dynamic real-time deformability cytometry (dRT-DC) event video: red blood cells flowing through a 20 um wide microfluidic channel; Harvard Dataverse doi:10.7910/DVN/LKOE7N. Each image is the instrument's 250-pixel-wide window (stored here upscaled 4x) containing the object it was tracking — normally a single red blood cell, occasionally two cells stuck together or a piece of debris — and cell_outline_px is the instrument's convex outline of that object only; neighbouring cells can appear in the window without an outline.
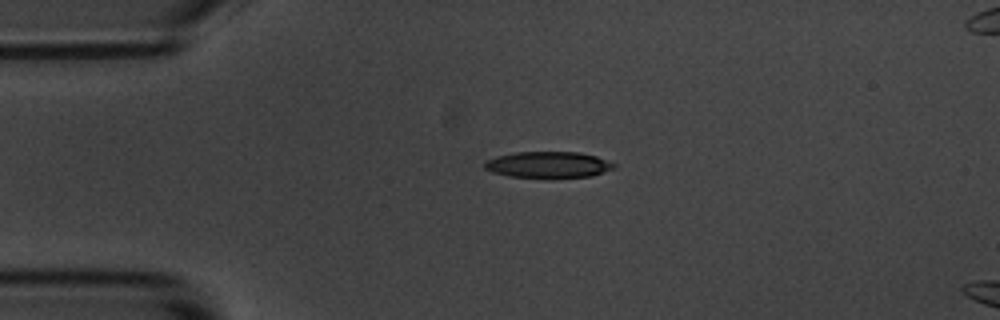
{"species": "common noctule bat (a hibernating species)", "species_latin": "Nyctalus noctula", "temperature_condition": "room temperature", "stored_images_in_passage": 3, "camera_frame_rate_fps": 3000, "um_per_image_px": 0.085, "animal": {"sex": "male", "body_mass_g": 20.1, "forearm_length_mm": 53.5}, "frame": {"image": 1, "passage_image": 1, "time_ms": 0.0, "image_size_px": [1000, 320], "cell_outline_px": [[616, 168], [592, 176], [552, 180], [548, 180], [508, 176], [492, 172], [484, 168], [484, 160], [496, 156], [516, 152], [580, 152], [596, 156], [616, 164]], "centroid_in_image_um": [46.6, 14.04], "position_along_channel_um": 38.4, "area_um2": 20.69}}
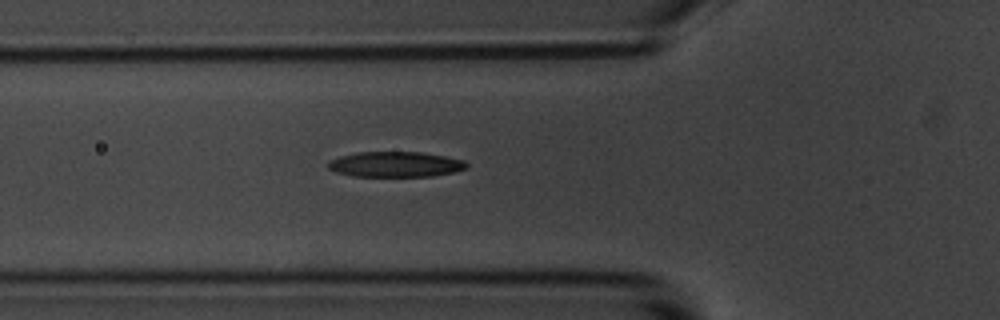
{"frame": {"image": 2, "passage_image": 3, "time_ms": 2.333, "image_size_px": [1000, 320], "cell_outline_px": [[468, 168], [456, 172], [432, 176], [352, 176], [336, 172], [328, 168], [328, 160], [340, 156], [356, 152], [424, 152], [464, 160], [468, 164]], "centroid_in_image_um": [33.63, 13.96], "position_along_channel_um": 92.2, "area_um2": 20.63}}